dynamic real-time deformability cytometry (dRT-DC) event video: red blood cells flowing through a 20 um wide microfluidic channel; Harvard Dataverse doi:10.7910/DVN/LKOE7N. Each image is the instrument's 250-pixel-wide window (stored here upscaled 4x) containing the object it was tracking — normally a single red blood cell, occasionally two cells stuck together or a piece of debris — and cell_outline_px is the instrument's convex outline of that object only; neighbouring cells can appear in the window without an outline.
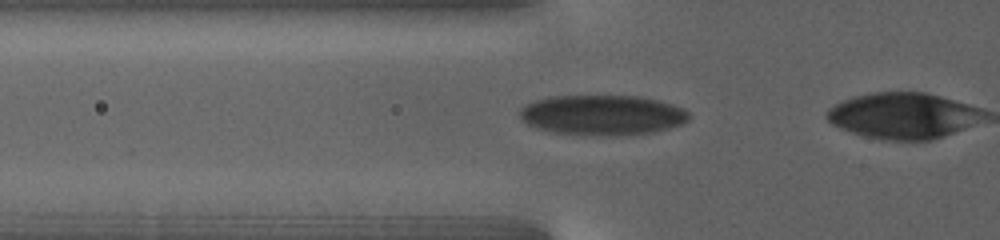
{"species": "human", "species_latin": "Homo sapiens", "temperature_condition": "warm", "stored_images_in_passage": 34, "camera_frame_rate_fps": 3000, "um_per_image_px": 0.085, "donor": {"sex": "female"}, "frame": {"image": 1, "passage_image": 31, "time_ms": 8.0, "image_size_px": [1000, 240], "cell_outline_px": [[688, 120], [680, 124], [652, 132], [616, 136], [612, 136], [552, 132], [528, 124], [520, 116], [520, 108], [524, 104], [548, 96], [636, 96], [656, 100], [672, 104], [688, 112]], "centroid_in_image_um": [51.16, 9.77], "position_along_channel_um": 74.6, "area_um2": 39.07}}